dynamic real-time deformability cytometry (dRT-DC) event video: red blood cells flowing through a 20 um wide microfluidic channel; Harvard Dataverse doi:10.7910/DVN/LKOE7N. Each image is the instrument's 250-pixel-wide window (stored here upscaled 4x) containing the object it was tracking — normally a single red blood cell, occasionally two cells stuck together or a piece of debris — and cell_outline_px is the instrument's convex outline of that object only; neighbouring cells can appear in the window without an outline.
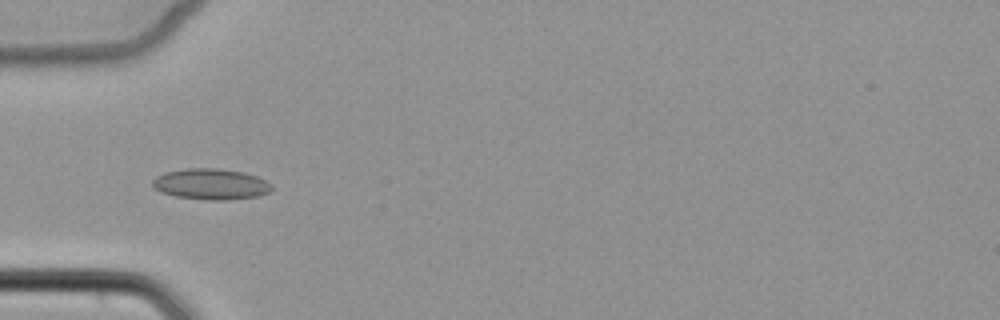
{"species": "common noctule bat (a hibernating species)", "species_latin": "Nyctalus noctula", "temperature_condition": "cold", "stored_images_in_passage": 6, "camera_frame_rate_fps": 3000, "um_per_image_px": 0.085, "animal": {"sex": "female", "body_mass_g": 22.7, "forearm_length_mm": 54.2}, "frame": {"image": 1, "passage_image": 6, "time_ms": 6.0, "image_size_px": [1000, 320], "cell_outline_px": [[272, 188], [268, 192], [256, 196], [228, 200], [208, 200], [176, 196], [160, 192], [152, 188], [152, 180], [156, 176], [164, 172], [188, 168], [216, 168], [244, 172], [256, 176], [272, 184]], "centroid_in_image_um": [17.88, 15.64], "position_along_channel_um": 67.1, "area_um2": 21.5}}